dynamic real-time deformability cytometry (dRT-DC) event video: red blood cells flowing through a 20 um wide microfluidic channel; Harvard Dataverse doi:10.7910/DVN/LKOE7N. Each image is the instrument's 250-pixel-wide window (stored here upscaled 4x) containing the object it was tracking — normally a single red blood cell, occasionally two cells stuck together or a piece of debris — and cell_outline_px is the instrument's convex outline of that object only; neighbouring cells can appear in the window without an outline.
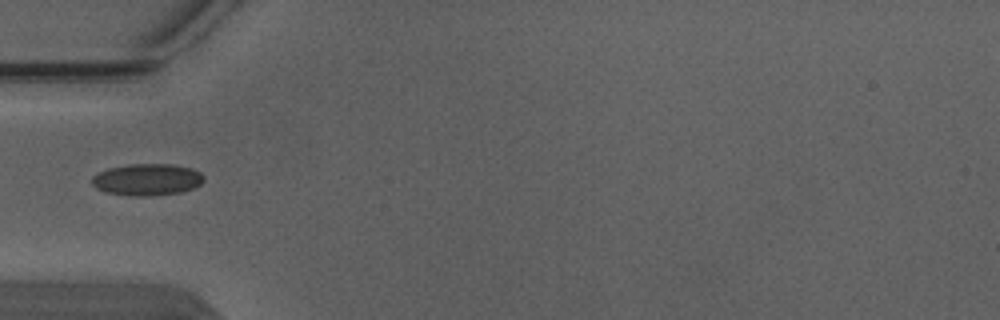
{"species": "Egyptian fruit bat (a non-hibernating species)", "species_latin": "Rousettus aegyptiacus", "temperature_condition": "warm", "stored_images_in_passage": 1, "camera_frame_rate_fps": 3000, "um_per_image_px": 0.085, "animal": {"sex": "male"}, "frame": {"image": 1, "passage_image": 1, "time_ms": 0.0, "image_size_px": [1000, 320], "cell_outline_px": [[204, 180], [200, 184], [192, 188], [180, 192], [152, 196], [136, 196], [108, 192], [96, 188], [92, 184], [92, 176], [96, 172], [108, 168], [128, 164], [172, 164], [192, 168], [200, 172], [204, 176]], "centroid_in_image_um": [12.5, 15.25], "position_along_channel_um": 72.5, "area_um2": 20.75}}